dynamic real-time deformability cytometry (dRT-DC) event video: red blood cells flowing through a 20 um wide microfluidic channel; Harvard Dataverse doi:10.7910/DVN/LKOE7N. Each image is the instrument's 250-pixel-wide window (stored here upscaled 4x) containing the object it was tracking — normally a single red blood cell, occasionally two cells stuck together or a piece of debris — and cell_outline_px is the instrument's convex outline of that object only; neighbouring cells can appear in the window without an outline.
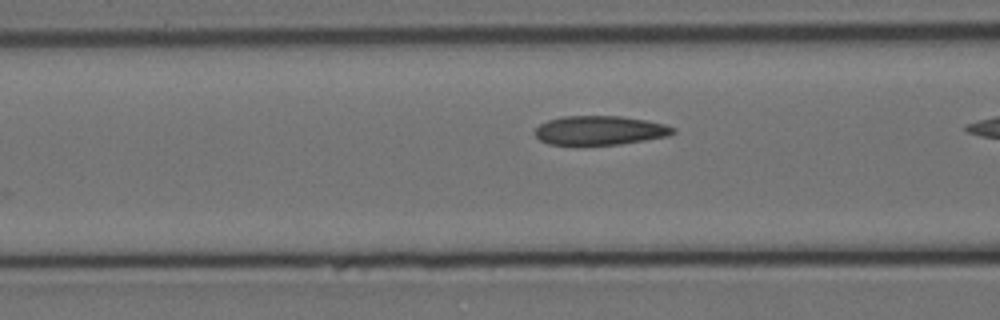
{"species": "Egyptian fruit bat (a non-hibernating species)", "species_latin": "Rousettus aegyptiacus", "temperature_condition": "cold", "stored_images_in_passage": 10, "camera_frame_rate_fps": 3000, "um_per_image_px": 0.085, "animal": {"sex": "female"}, "frame": {"image": 1, "passage_image": 9, "time_ms": 2.667, "image_size_px": [1000, 320], "cell_outline_px": [[676, 132], [668, 136], [620, 144], [548, 144], [540, 140], [536, 136], [536, 128], [540, 124], [548, 120], [564, 116], [620, 116], [648, 120], [664, 124], [676, 128]], "centroid_in_image_um": [51.02, 11.07], "position_along_channel_um": 115.6, "area_um2": 23.24}}